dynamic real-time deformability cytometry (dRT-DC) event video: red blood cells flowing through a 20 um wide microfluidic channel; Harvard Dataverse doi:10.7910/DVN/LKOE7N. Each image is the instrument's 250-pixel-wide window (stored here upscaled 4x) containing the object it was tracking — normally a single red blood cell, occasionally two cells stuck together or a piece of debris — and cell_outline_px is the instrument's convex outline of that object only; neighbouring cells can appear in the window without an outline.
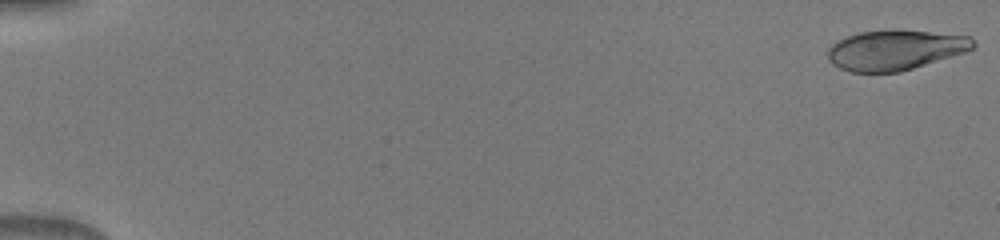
{"species": "human", "species_latin": "Homo sapiens", "temperature_condition": "warm", "stored_images_in_passage": 50, "camera_frame_rate_fps": 3000, "um_per_image_px": 0.085, "donor": {"sex": "male"}, "frame": {"image": 1, "passage_image": 1, "time_ms": 0.0, "image_size_px": [1000, 240], "cell_outline_px": [[976, 48], [968, 52], [900, 72], [852, 72], [840, 68], [832, 64], [828, 60], [828, 48], [836, 40], [860, 32], [928, 32], [972, 36], [976, 44]], "centroid_in_image_um": [76.14, 4.28], "position_along_channel_um": 8.9, "area_um2": 33.52}}
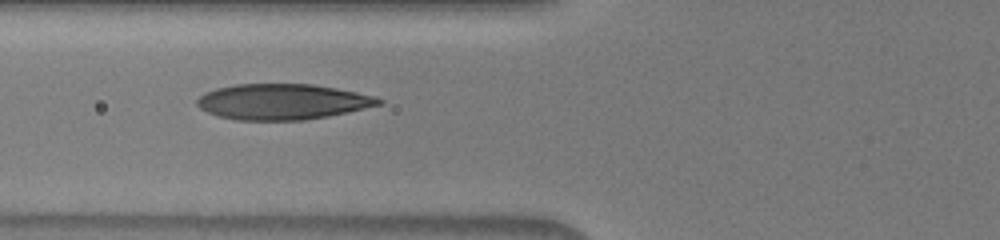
{"frame": {"image": 2, "passage_image": 21, "time_ms": 6.667, "image_size_px": [1000, 240], "cell_outline_px": [[384, 104], [348, 112], [328, 116], [304, 120], [236, 120], [220, 116], [208, 112], [200, 108], [196, 104], [196, 100], [204, 92], [216, 88], [236, 84], [312, 84], [336, 88], [376, 96], [384, 100]], "centroid_in_image_um": [24.03, 8.64], "position_along_channel_um": 101.8, "area_um2": 37.86}}
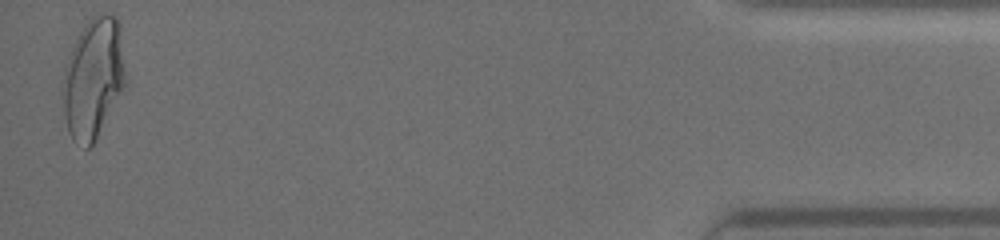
{"frame": {"image": 3, "passage_image": 50, "time_ms": 16.333, "image_size_px": [1000, 240], "cell_outline_px": [[128, 84], [92, 144], [88, 148], [84, 148], [76, 144], [72, 140], [68, 132], [64, 112], [64, 68], [68, 56], [84, 24], [92, 16], [100, 12], [108, 12], [116, 16], [120, 24], [128, 80]], "centroid_in_image_um": [7.99, 6.61], "position_along_channel_um": 427.2, "area_um2": 44.68}}